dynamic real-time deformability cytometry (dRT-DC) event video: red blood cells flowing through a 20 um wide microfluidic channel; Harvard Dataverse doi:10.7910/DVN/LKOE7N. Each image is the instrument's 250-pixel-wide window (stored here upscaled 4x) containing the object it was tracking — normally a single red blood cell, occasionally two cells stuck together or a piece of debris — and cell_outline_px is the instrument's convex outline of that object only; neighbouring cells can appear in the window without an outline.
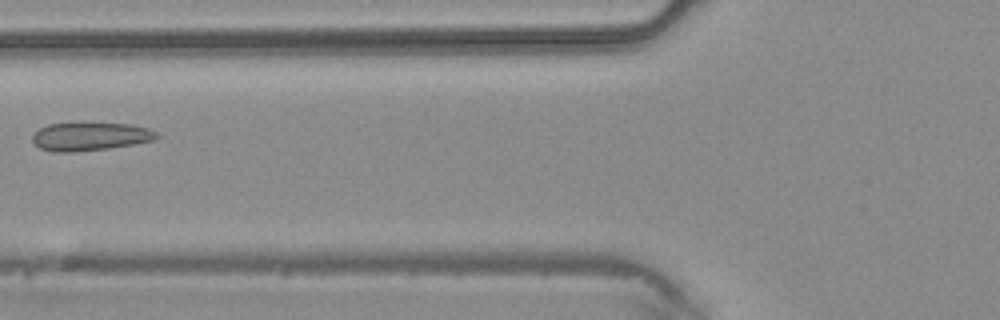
{"species": "common noctule bat (a hibernating species)", "species_latin": "Nyctalus noctula", "temperature_condition": "warm", "stored_images_in_passage": 5, "camera_frame_rate_fps": 3000, "um_per_image_px": 0.085, "animal": {"sex": "male", "body_mass_g": 20.4}, "frame": {"image": 1, "passage_image": 5, "time_ms": 1.333, "image_size_px": [1000, 320], "cell_outline_px": [[160, 136], [152, 140], [132, 144], [108, 148], [72, 152], [52, 152], [40, 148], [32, 140], [32, 136], [40, 128], [48, 124], [132, 124], [148, 128], [156, 132]], "centroid_in_image_um": [7.65, 11.61], "position_along_channel_um": 118.1, "area_um2": 20.0}}